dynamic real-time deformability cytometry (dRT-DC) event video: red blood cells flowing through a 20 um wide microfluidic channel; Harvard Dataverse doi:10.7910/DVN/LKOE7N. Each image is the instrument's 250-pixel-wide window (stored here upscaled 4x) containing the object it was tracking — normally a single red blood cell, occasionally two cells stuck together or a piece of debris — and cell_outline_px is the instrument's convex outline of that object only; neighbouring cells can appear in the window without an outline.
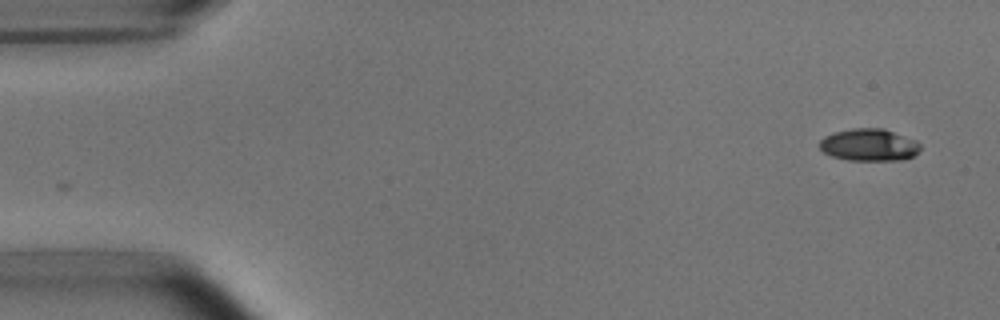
{"species": "common noctule bat (a hibernating species)", "species_latin": "Nyctalus noctula", "temperature_condition": "room temperature", "stored_images_in_passage": 52, "segment_of_instrument_passage": [1, 2], "camera_frame_rate_fps": 3000, "um_per_image_px": 0.085, "animal": {"sex": "male", "body_mass_g": 15.6}, "frame": {"image": 1, "passage_image": 1, "time_ms": 0.0, "image_size_px": [1000, 320], "cell_outline_px": [[920, 148], [912, 156], [900, 160], [848, 160], [832, 156], [824, 152], [820, 148], [820, 140], [824, 136], [836, 132], [852, 128], [884, 128], [916, 140], [920, 144]], "centroid_in_image_um": [73.87, 12.31], "position_along_channel_um": 11.1, "area_um2": 18.79}}
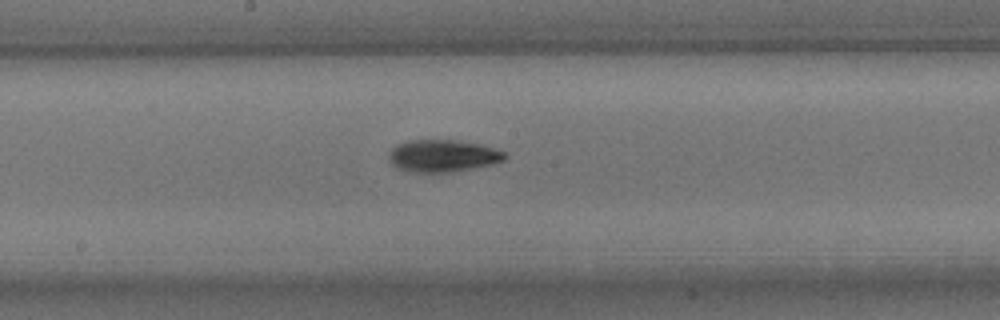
{"frame": {"image": 2, "passage_image": 26, "time_ms": 8.333, "image_size_px": [1000, 320], "cell_outline_px": [[508, 156], [504, 160], [492, 164], [452, 172], [416, 172], [396, 168], [392, 164], [388, 156], [388, 152], [396, 144], [408, 140], [456, 140], [480, 144], [504, 152]], "centroid_in_image_um": [37.61, 13.24], "position_along_channel_um": 210.6, "area_um2": 21.73}}
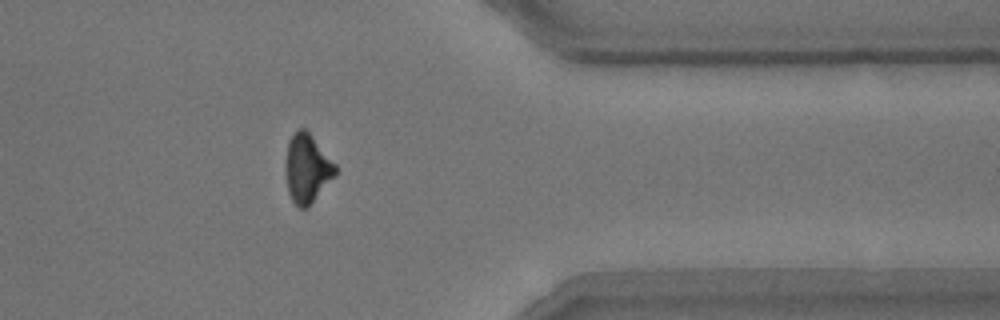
{"frame": {"image": 3, "passage_image": 41, "time_ms": 13.333, "image_size_px": [1000, 320], "cell_outline_px": [[336, 172], [308, 208], [300, 208], [292, 200], [288, 192], [284, 172], [284, 160], [288, 140], [296, 128], [304, 128], [308, 132], [336, 164]], "centroid_in_image_um": [26.04, 14.29], "position_along_channel_um": 385.4, "area_um2": 20.0}}